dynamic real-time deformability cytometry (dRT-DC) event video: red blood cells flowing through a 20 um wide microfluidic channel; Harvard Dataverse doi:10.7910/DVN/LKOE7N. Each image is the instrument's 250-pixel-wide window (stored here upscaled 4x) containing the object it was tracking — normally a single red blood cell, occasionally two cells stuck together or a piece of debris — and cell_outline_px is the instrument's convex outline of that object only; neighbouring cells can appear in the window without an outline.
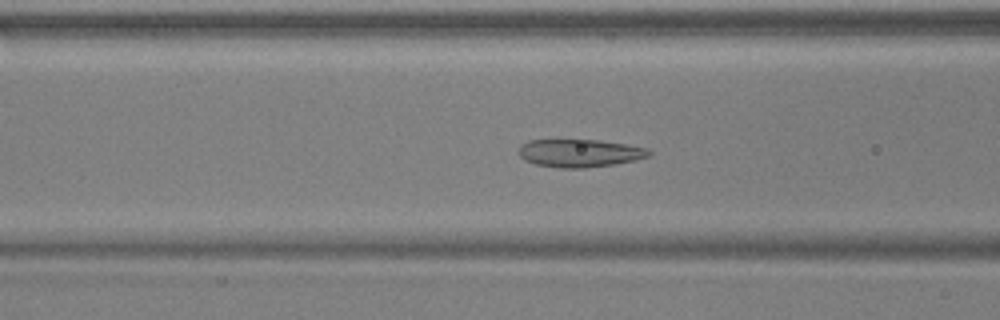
{"species": "common noctule bat (a hibernating species)", "species_latin": "Nyctalus noctula", "temperature_condition": "warm", "stored_images_in_passage": 54, "camera_frame_rate_fps": 3000, "um_per_image_px": 0.085, "animal": {"sex": "male", "body_mass_g": 17.9, "forearm_length_mm": 54.2}, "frame": {"image": 1, "passage_image": 21, "time_ms": 6.667, "image_size_px": [1000, 320], "cell_outline_px": [[652, 156], [636, 160], [616, 164], [584, 168], [560, 168], [536, 164], [524, 160], [516, 152], [520, 144], [528, 140], [600, 140], [648, 148], [652, 152]], "centroid_in_image_um": [49.27, 13.01], "position_along_channel_um": 117.3, "area_um2": 21.44}}
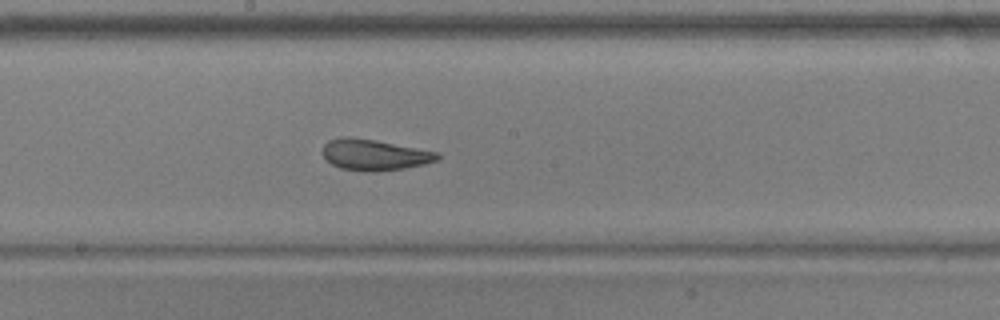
{"frame": {"image": 2, "passage_image": 29, "time_ms": 9.333, "image_size_px": [1000, 320], "cell_outline_px": [[440, 156], [436, 160], [424, 164], [404, 168], [372, 172], [340, 168], [332, 164], [320, 152], [324, 144], [328, 140], [340, 136], [352, 136], [376, 140], [440, 152]], "centroid_in_image_um": [31.79, 13.13], "position_along_channel_um": 216.4, "area_um2": 20.92}}
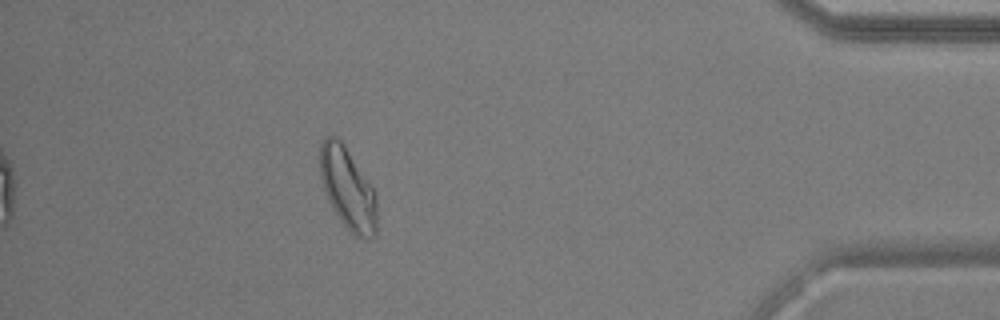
{"frame": {"image": 3, "passage_image": 48, "time_ms": 15.667, "image_size_px": [1000, 320], "cell_outline_px": [[376, 236], [356, 236], [340, 220], [332, 208], [328, 200], [320, 176], [320, 140], [324, 136], [336, 136], [344, 144], [376, 192]], "centroid_in_image_um": [29.54, 15.97], "position_along_channel_um": 405.7, "area_um2": 26.88}, "authors_computed_cell_mechanics": {"area_um2": 23.2067, "velocity_mm_per_s": 3.7092, "shape_relaxation_time_tau1_ms": 6.4938, "shape_relaxation_time_tau2_ms": 1.6327, "deformation_change_tau1": 0.168, "deformation_change_tau2": 0.0802}}